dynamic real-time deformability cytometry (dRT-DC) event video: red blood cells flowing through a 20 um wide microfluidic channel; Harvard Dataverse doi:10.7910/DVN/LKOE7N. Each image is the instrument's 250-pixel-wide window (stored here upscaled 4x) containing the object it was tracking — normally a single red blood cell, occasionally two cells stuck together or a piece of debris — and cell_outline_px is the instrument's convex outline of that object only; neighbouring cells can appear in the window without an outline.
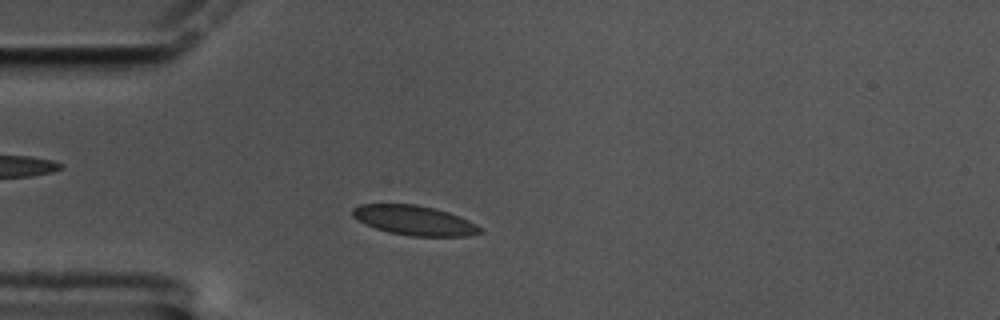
{"species": "common noctule bat (a hibernating species)", "species_latin": "Nyctalus noctula", "temperature_condition": "cold", "stored_images_in_passage": 16, "camera_frame_rate_fps": 3000, "um_per_image_px": 0.085, "animal": {"sex": "male", "body_mass_g": 17.5, "forearm_length_mm": 52.3}, "frame": {"image": 1, "passage_image": 10, "time_ms": 3.0, "image_size_px": [1000, 320], "cell_outline_px": [[484, 232], [468, 236], [408, 236], [388, 232], [364, 224], [352, 216], [352, 208], [360, 204], [416, 204], [436, 208], [460, 216], [484, 228]], "centroid_in_image_um": [35.24, 18.73], "position_along_channel_um": 49.8, "area_um2": 22.31}}